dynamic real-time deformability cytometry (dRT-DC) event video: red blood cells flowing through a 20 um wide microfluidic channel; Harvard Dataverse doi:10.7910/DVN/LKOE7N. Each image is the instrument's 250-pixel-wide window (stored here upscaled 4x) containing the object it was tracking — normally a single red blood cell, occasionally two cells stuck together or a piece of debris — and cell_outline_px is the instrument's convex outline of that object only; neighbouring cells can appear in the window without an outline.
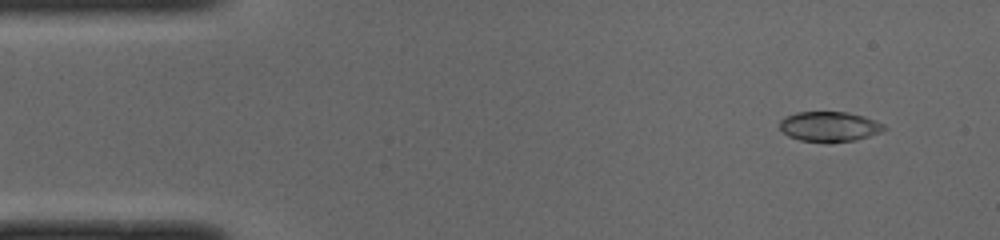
{"species": "common noctule bat (a hibernating species)", "species_latin": "Nyctalus noctula", "temperature_condition": "cold", "stored_images_in_passage": 51, "camera_frame_rate_fps": 3000, "um_per_image_px": 0.085, "animal": {"sex": "male", "body_mass_g": 19.0, "forearm_length_mm": 50.8}, "frame": {"image": 1, "passage_image": 4, "time_ms": 1.0, "image_size_px": [1000, 240], "cell_outline_px": [[888, 128], [880, 132], [856, 140], [800, 140], [788, 136], [780, 128], [780, 120], [784, 116], [796, 112], [848, 112], [864, 116], [884, 124]], "centroid_in_image_um": [70.5, 10.72], "position_along_channel_um": 14.5, "area_um2": 17.8}}
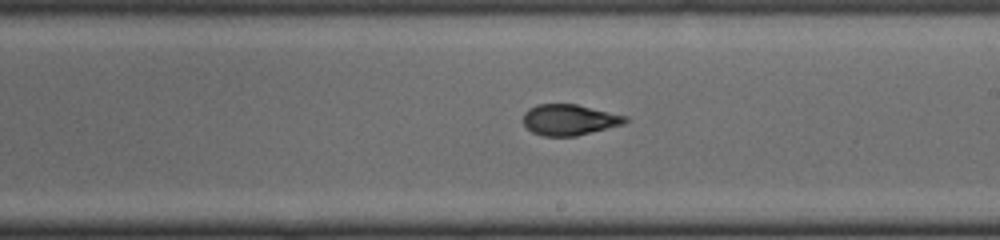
{"frame": {"image": 2, "passage_image": 28, "time_ms": 9.0, "image_size_px": [1000, 240], "cell_outline_px": [[628, 120], [624, 124], [576, 136], [544, 136], [532, 132], [524, 124], [524, 112], [528, 108], [536, 104], [576, 104], [628, 116]], "centroid_in_image_um": [48.4, 10.17], "position_along_channel_um": 240.6, "area_um2": 18.38}}
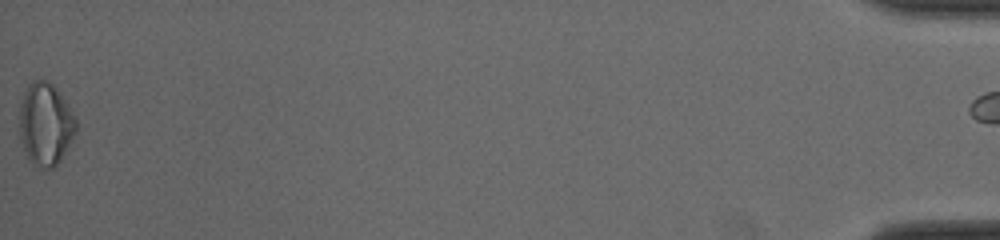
{"frame": {"image": 3, "passage_image": 50, "time_ms": 16.333, "image_size_px": [1000, 240], "cell_outline_px": [[76, 128], [68, 148], [60, 160], [52, 168], [40, 168], [32, 164], [24, 152], [20, 140], [20, 104], [24, 92], [28, 84], [32, 80], [48, 80], [56, 88], [68, 104], [76, 120]], "centroid_in_image_um": [3.85, 10.55], "position_along_channel_um": 431.4, "area_um2": 27.22}, "authors_computed_cell_mechanics": {"area_um2": 18.785, "velocity_mm_per_s": 3.999, "shape_relaxation_time_tau1_ms": 4.6873, "shape_relaxation_time_tau2_ms": 1.86, "deformation_change_tau1": 0.1462, "deformation_change_tau2": 0.0818}}